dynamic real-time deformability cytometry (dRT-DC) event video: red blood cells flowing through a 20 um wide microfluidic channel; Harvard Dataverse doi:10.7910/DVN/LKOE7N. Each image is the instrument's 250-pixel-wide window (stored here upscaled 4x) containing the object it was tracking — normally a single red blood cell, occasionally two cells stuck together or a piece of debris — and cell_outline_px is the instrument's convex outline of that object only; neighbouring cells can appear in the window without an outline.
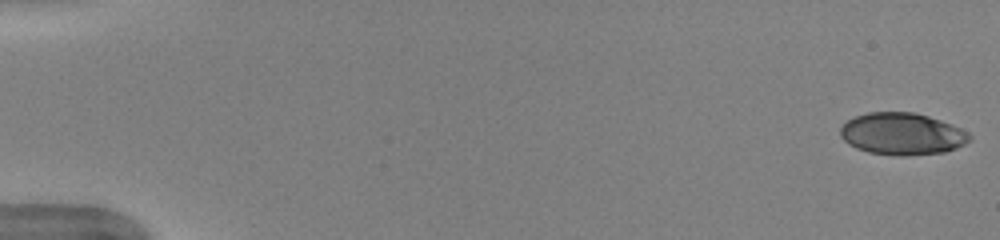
{"species": "human", "species_latin": "Homo sapiens", "temperature_condition": "warm", "stored_images_in_passage": 51, "camera_frame_rate_fps": 3000, "um_per_image_px": 0.085, "donor": {"sex": "female"}, "frame": {"image": 1, "passage_image": 1, "time_ms": 0.0, "image_size_px": [1000, 240], "cell_outline_px": [[972, 140], [956, 148], [944, 152], [908, 156], [896, 156], [868, 152], [856, 148], [848, 144], [840, 136], [840, 128], [848, 120], [856, 116], [868, 112], [912, 112], [928, 116], [940, 120], [960, 128], [968, 132], [972, 136]], "centroid_in_image_um": [76.68, 11.39], "position_along_channel_um": 8.3, "area_um2": 31.73}}
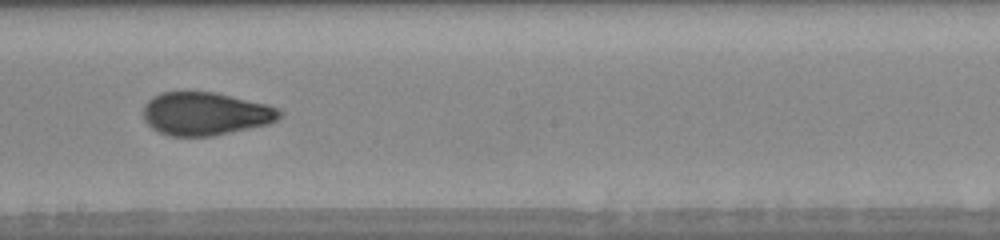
{"frame": {"image": 2, "passage_image": 30, "time_ms": 9.667, "image_size_px": [1000, 240], "cell_outline_px": [[284, 112], [276, 120], [268, 124], [212, 136], [168, 136], [152, 128], [144, 120], [144, 104], [148, 100], [160, 92], [216, 92], [268, 104], [280, 108]], "centroid_in_image_um": [17.48, 9.66], "position_along_channel_um": 230.7, "area_um2": 34.33}}
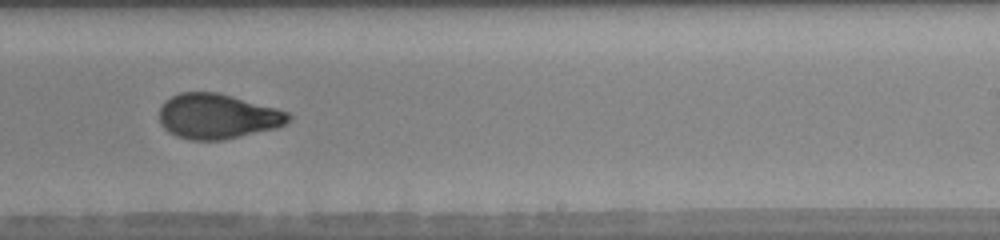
{"frame": {"image": 3, "passage_image": 33, "time_ms": 10.667, "image_size_px": [1000, 240], "cell_outline_px": [[292, 116], [284, 124], [276, 128], [224, 140], [192, 140], [176, 136], [168, 132], [160, 124], [160, 104], [164, 100], [180, 92], [216, 92], [232, 96], [276, 108], [288, 112]], "centroid_in_image_um": [18.45, 9.89], "position_along_channel_um": 270.6, "area_um2": 33.93}, "authors_computed_cell_mechanics": {"area_um2": 33.5818, "velocity_mm_per_s": 4.0015, "shape_relaxation_time_tau1_ms": 5.4095, "shape_relaxation_time_tau2_ms": 0.9961, "deformation_change_tau1": 0.1914, "deformation_change_tau2": 0.0671}}